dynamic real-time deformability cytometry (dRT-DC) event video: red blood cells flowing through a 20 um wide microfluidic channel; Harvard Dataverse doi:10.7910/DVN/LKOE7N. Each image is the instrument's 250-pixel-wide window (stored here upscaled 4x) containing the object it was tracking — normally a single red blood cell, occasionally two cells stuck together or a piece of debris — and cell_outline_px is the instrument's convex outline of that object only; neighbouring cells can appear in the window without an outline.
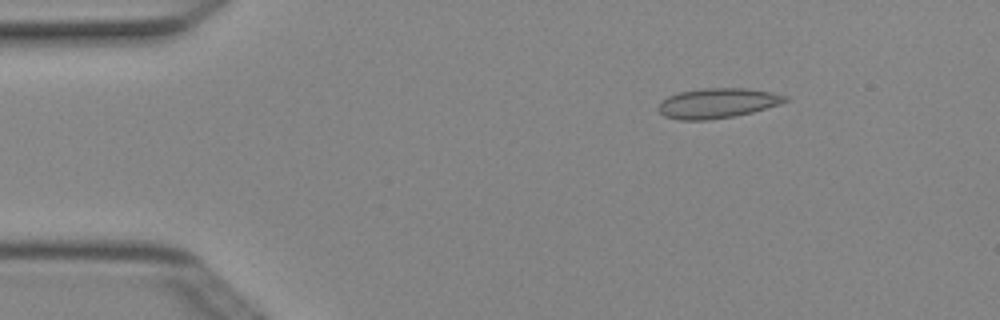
{"species": "Egyptian fruit bat (a non-hibernating species)", "species_latin": "Rousettus aegyptiacus", "temperature_condition": "cold", "stored_images_in_passage": 3, "camera_frame_rate_fps": 3000, "um_per_image_px": 0.085, "animal": {"sex": "female"}, "frame": {"image": 1, "passage_image": 1, "time_ms": 0.0, "image_size_px": [1000, 320], "cell_outline_px": [[788, 100], [780, 104], [752, 112], [736, 116], [708, 120], [680, 120], [664, 116], [656, 108], [668, 96], [680, 92], [700, 88], [748, 88], [772, 92], [788, 96]], "centroid_in_image_um": [61.0, 8.77], "position_along_channel_um": 24.0, "area_um2": 22.2}}
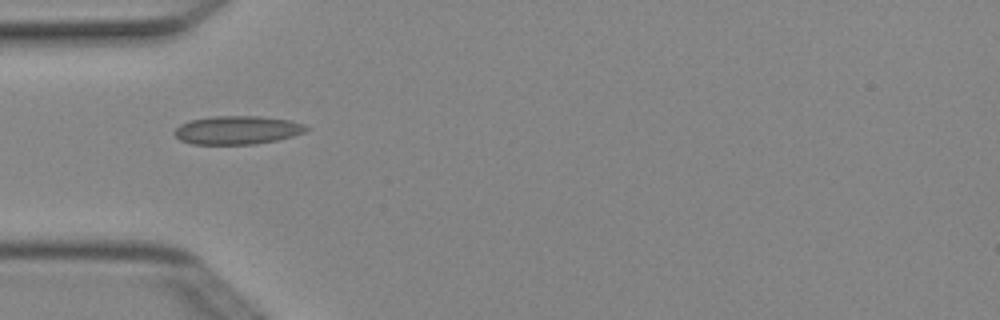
{"frame": {"image": 2, "passage_image": 3, "time_ms": 0.667, "image_size_px": [1000, 320], "cell_outline_px": [[312, 128], [304, 132], [292, 136], [276, 140], [256, 144], [192, 144], [180, 140], [172, 132], [180, 124], [188, 120], [216, 116], [260, 116], [288, 120], [304, 124]], "centroid_in_image_um": [20.16, 11.05], "position_along_channel_um": 64.8, "area_um2": 21.91}}